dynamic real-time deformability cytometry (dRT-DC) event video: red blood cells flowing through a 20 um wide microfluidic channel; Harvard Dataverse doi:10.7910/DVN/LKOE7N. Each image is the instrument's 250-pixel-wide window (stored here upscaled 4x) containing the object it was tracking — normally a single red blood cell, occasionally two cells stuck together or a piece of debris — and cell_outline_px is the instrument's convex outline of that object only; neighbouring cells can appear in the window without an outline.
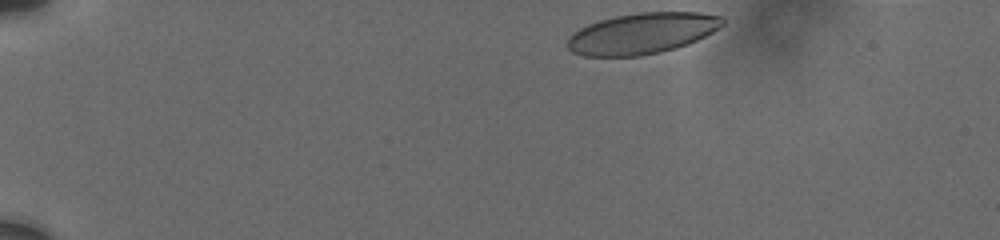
{"species": "human", "species_latin": "Homo sapiens", "temperature_condition": "cold", "stored_images_in_passage": 9, "camera_frame_rate_fps": 3000, "um_per_image_px": 0.085, "donor": {"sex": "male"}, "frame": {"image": 1, "passage_image": 1, "time_ms": 0.0, "image_size_px": [1000, 240], "cell_outline_px": [[724, 24], [720, 28], [688, 44], [676, 48], [660, 52], [640, 56], [584, 56], [572, 52], [568, 48], [568, 40], [572, 32], [588, 24], [600, 20], [616, 16], [640, 12], [700, 12], [724, 16]], "centroid_in_image_um": [54.6, 2.83], "position_along_channel_um": 30.4, "area_um2": 37.11}}
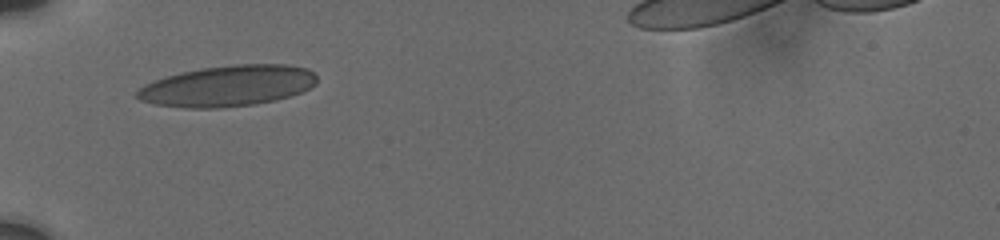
{"frame": {"image": 2, "passage_image": 7, "time_ms": 3.333, "image_size_px": [1000, 240], "cell_outline_px": [[316, 84], [300, 92], [276, 100], [252, 104], [220, 108], [184, 108], [156, 104], [140, 100], [136, 96], [136, 92], [144, 84], [180, 72], [204, 68], [236, 64], [288, 64], [308, 68], [316, 76]], "centroid_in_image_um": [19.36, 7.3], "position_along_channel_um": 65.6, "area_um2": 42.66}}